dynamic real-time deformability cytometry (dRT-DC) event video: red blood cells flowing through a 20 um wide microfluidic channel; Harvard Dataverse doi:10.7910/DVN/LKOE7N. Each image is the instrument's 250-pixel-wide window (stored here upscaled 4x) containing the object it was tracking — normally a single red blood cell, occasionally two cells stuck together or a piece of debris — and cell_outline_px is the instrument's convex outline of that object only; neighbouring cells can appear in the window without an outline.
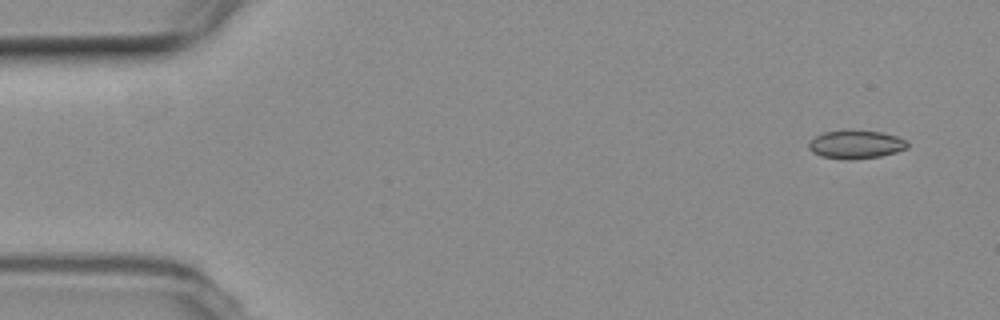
{"species": "common noctule bat (a hibernating species)", "species_latin": "Nyctalus noctula", "temperature_condition": "room temperature", "stored_images_in_passage": 6, "camera_frame_rate_fps": 3000, "um_per_image_px": 0.085, "animal": {"sex": "female", "body_mass_g": 19.3, "forearm_length_mm": 54.1}, "frame": {"image": 1, "passage_image": 1, "time_ms": 0.0, "image_size_px": [1000, 320], "cell_outline_px": [[908, 148], [896, 152], [880, 156], [848, 160], [820, 156], [812, 152], [808, 148], [808, 144], [816, 136], [824, 132], [848, 128], [880, 132], [896, 136], [908, 140]], "centroid_in_image_um": [72.75, 12.25], "position_along_channel_um": 12.3, "area_um2": 16.65}}
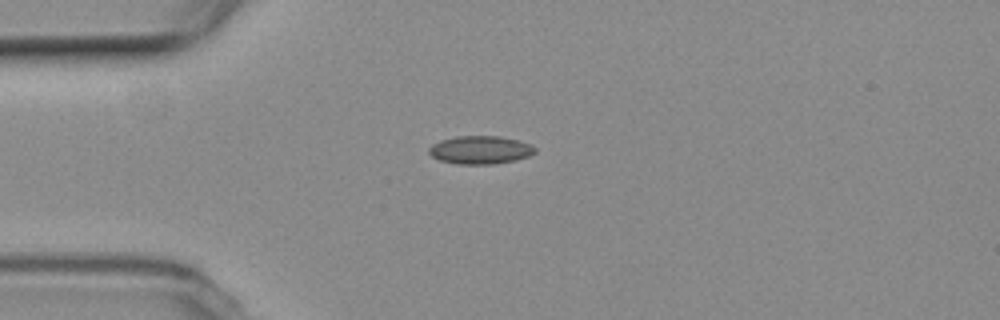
{"frame": {"image": 2, "passage_image": 4, "time_ms": 3.667, "image_size_px": [1000, 320], "cell_outline_px": [[536, 152], [528, 156], [516, 160], [492, 164], [456, 164], [440, 160], [432, 156], [428, 152], [428, 148], [432, 144], [440, 140], [456, 136], [500, 136], [532, 144], [536, 148]], "centroid_in_image_um": [40.82, 12.74], "position_along_channel_um": 44.2, "area_um2": 17.46}}
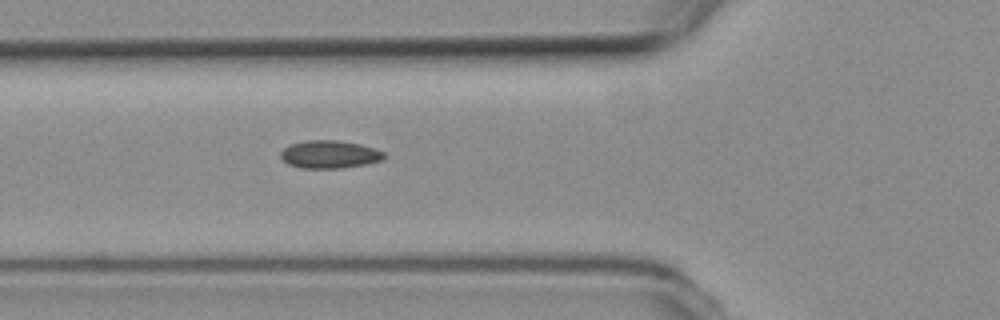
{"frame": {"image": 3, "passage_image": 6, "time_ms": 5.667, "image_size_px": [1000, 320], "cell_outline_px": [[384, 156], [380, 160], [364, 164], [344, 168], [300, 168], [288, 164], [280, 156], [280, 152], [284, 148], [292, 144], [304, 140], [340, 140], [360, 144], [376, 148], [384, 152]], "centroid_in_image_um": [28.0, 13.11], "position_along_channel_um": 97.8, "area_um2": 16.76}}